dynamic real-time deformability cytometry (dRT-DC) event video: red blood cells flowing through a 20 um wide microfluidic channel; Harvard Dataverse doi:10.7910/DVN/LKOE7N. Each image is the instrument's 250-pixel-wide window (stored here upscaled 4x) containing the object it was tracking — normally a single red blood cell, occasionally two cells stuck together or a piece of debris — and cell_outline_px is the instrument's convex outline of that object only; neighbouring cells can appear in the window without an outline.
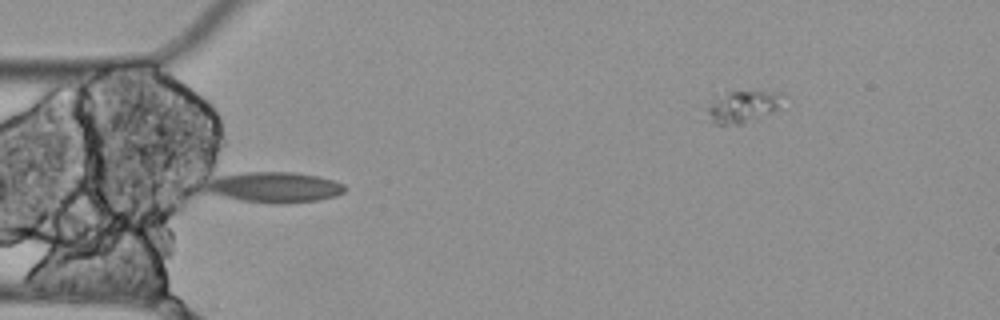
{"species": "Egyptian fruit bat (a non-hibernating species)", "species_latin": "Rousettus aegyptiacus", "temperature_condition": "cold", "stored_images_in_passage": 6, "camera_frame_rate_fps": 3000, "um_per_image_px": 0.085, "animal": {"sex": "female"}, "frame": {"image": 1, "passage_image": 5, "time_ms": 1.333, "image_size_px": [1000, 320], "cell_outline_px": [[344, 192], [336, 196], [320, 200], [276, 204], [268, 204], [240, 200], [204, 192], [204, 188], [212, 180], [220, 176], [248, 172], [292, 172], [316, 176], [332, 180], [344, 184]], "centroid_in_image_um": [23.32, 15.93], "position_along_channel_um": 61.7, "area_um2": 24.62}}